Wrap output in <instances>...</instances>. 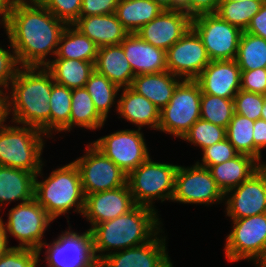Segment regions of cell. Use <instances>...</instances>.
<instances>
[{"instance_id":"d6a6232c","label":"cell","mask_w":266,"mask_h":267,"mask_svg":"<svg viewBox=\"0 0 266 267\" xmlns=\"http://www.w3.org/2000/svg\"><path fill=\"white\" fill-rule=\"evenodd\" d=\"M235 61L241 71L266 69V40L243 31Z\"/></svg>"},{"instance_id":"f5cc1de1","label":"cell","mask_w":266,"mask_h":267,"mask_svg":"<svg viewBox=\"0 0 266 267\" xmlns=\"http://www.w3.org/2000/svg\"><path fill=\"white\" fill-rule=\"evenodd\" d=\"M2 216L0 217V258L8 251L10 248L8 246V238L9 236L5 232L4 222L2 220Z\"/></svg>"},{"instance_id":"8992f818","label":"cell","mask_w":266,"mask_h":267,"mask_svg":"<svg viewBox=\"0 0 266 267\" xmlns=\"http://www.w3.org/2000/svg\"><path fill=\"white\" fill-rule=\"evenodd\" d=\"M179 165L145 160L127 176V184L136 205L154 210L155 200L172 201L175 175Z\"/></svg>"},{"instance_id":"816d5d0a","label":"cell","mask_w":266,"mask_h":267,"mask_svg":"<svg viewBox=\"0 0 266 267\" xmlns=\"http://www.w3.org/2000/svg\"><path fill=\"white\" fill-rule=\"evenodd\" d=\"M8 117L7 93L0 92V129L4 126Z\"/></svg>"},{"instance_id":"e575fe53","label":"cell","mask_w":266,"mask_h":267,"mask_svg":"<svg viewBox=\"0 0 266 267\" xmlns=\"http://www.w3.org/2000/svg\"><path fill=\"white\" fill-rule=\"evenodd\" d=\"M265 0L220 2L216 14L226 22L245 31Z\"/></svg>"},{"instance_id":"f1b7e54d","label":"cell","mask_w":266,"mask_h":267,"mask_svg":"<svg viewBox=\"0 0 266 267\" xmlns=\"http://www.w3.org/2000/svg\"><path fill=\"white\" fill-rule=\"evenodd\" d=\"M99 47L73 25L64 29L54 59H73L95 63Z\"/></svg>"},{"instance_id":"7bdbcfd3","label":"cell","mask_w":266,"mask_h":267,"mask_svg":"<svg viewBox=\"0 0 266 267\" xmlns=\"http://www.w3.org/2000/svg\"><path fill=\"white\" fill-rule=\"evenodd\" d=\"M12 52V53H11ZM19 64L16 59L15 51L4 49L0 47V92L7 93L6 90L10 88L16 72L19 69ZM6 89V90H4Z\"/></svg>"},{"instance_id":"4dcf8cb0","label":"cell","mask_w":266,"mask_h":267,"mask_svg":"<svg viewBox=\"0 0 266 267\" xmlns=\"http://www.w3.org/2000/svg\"><path fill=\"white\" fill-rule=\"evenodd\" d=\"M105 123L106 120L98 113L88 91L85 88L72 89L69 131L76 126L96 130Z\"/></svg>"},{"instance_id":"db71d44e","label":"cell","mask_w":266,"mask_h":267,"mask_svg":"<svg viewBox=\"0 0 266 267\" xmlns=\"http://www.w3.org/2000/svg\"><path fill=\"white\" fill-rule=\"evenodd\" d=\"M163 11H171V0H153Z\"/></svg>"},{"instance_id":"603a6c76","label":"cell","mask_w":266,"mask_h":267,"mask_svg":"<svg viewBox=\"0 0 266 267\" xmlns=\"http://www.w3.org/2000/svg\"><path fill=\"white\" fill-rule=\"evenodd\" d=\"M116 111L121 116L119 118L136 125L138 129L149 126L158 130L160 109L131 87L122 88Z\"/></svg>"},{"instance_id":"30bf717a","label":"cell","mask_w":266,"mask_h":267,"mask_svg":"<svg viewBox=\"0 0 266 267\" xmlns=\"http://www.w3.org/2000/svg\"><path fill=\"white\" fill-rule=\"evenodd\" d=\"M7 216V222L4 223L5 232L20 242L18 246L11 247L39 251L45 243L43 241L44 233L53 222L45 209L33 198L11 208Z\"/></svg>"},{"instance_id":"cb8c5ba5","label":"cell","mask_w":266,"mask_h":267,"mask_svg":"<svg viewBox=\"0 0 266 267\" xmlns=\"http://www.w3.org/2000/svg\"><path fill=\"white\" fill-rule=\"evenodd\" d=\"M94 70L120 89L130 87L135 77L121 44L99 47Z\"/></svg>"},{"instance_id":"f35d334b","label":"cell","mask_w":266,"mask_h":267,"mask_svg":"<svg viewBox=\"0 0 266 267\" xmlns=\"http://www.w3.org/2000/svg\"><path fill=\"white\" fill-rule=\"evenodd\" d=\"M233 100L235 113L253 121L261 119L265 95L239 90Z\"/></svg>"},{"instance_id":"83f0119b","label":"cell","mask_w":266,"mask_h":267,"mask_svg":"<svg viewBox=\"0 0 266 267\" xmlns=\"http://www.w3.org/2000/svg\"><path fill=\"white\" fill-rule=\"evenodd\" d=\"M163 10L153 0H119L115 15L129 33H136Z\"/></svg>"},{"instance_id":"44dd1931","label":"cell","mask_w":266,"mask_h":267,"mask_svg":"<svg viewBox=\"0 0 266 267\" xmlns=\"http://www.w3.org/2000/svg\"><path fill=\"white\" fill-rule=\"evenodd\" d=\"M121 45L135 76L167 71L166 51L154 47L136 33L128 34Z\"/></svg>"},{"instance_id":"681fc988","label":"cell","mask_w":266,"mask_h":267,"mask_svg":"<svg viewBox=\"0 0 266 267\" xmlns=\"http://www.w3.org/2000/svg\"><path fill=\"white\" fill-rule=\"evenodd\" d=\"M186 16L191 21L198 15L192 10L190 0H171V11Z\"/></svg>"},{"instance_id":"6f0895ef","label":"cell","mask_w":266,"mask_h":267,"mask_svg":"<svg viewBox=\"0 0 266 267\" xmlns=\"http://www.w3.org/2000/svg\"><path fill=\"white\" fill-rule=\"evenodd\" d=\"M260 267H266V260L260 265Z\"/></svg>"},{"instance_id":"484cf974","label":"cell","mask_w":266,"mask_h":267,"mask_svg":"<svg viewBox=\"0 0 266 267\" xmlns=\"http://www.w3.org/2000/svg\"><path fill=\"white\" fill-rule=\"evenodd\" d=\"M262 165L252 156L238 154L231 160L208 167L211 176L226 194L254 174Z\"/></svg>"},{"instance_id":"6da1fadb","label":"cell","mask_w":266,"mask_h":267,"mask_svg":"<svg viewBox=\"0 0 266 267\" xmlns=\"http://www.w3.org/2000/svg\"><path fill=\"white\" fill-rule=\"evenodd\" d=\"M66 26L37 0H16L3 28L19 66L46 67Z\"/></svg>"},{"instance_id":"d4e9b609","label":"cell","mask_w":266,"mask_h":267,"mask_svg":"<svg viewBox=\"0 0 266 267\" xmlns=\"http://www.w3.org/2000/svg\"><path fill=\"white\" fill-rule=\"evenodd\" d=\"M182 80L168 71L141 74L134 77L130 87L161 110L169 103L177 85Z\"/></svg>"},{"instance_id":"ab89813d","label":"cell","mask_w":266,"mask_h":267,"mask_svg":"<svg viewBox=\"0 0 266 267\" xmlns=\"http://www.w3.org/2000/svg\"><path fill=\"white\" fill-rule=\"evenodd\" d=\"M46 7L56 18L67 25H72L81 12L82 0H37Z\"/></svg>"},{"instance_id":"e0dca14e","label":"cell","mask_w":266,"mask_h":267,"mask_svg":"<svg viewBox=\"0 0 266 267\" xmlns=\"http://www.w3.org/2000/svg\"><path fill=\"white\" fill-rule=\"evenodd\" d=\"M162 231L143 245L107 255L98 263V267H173L166 251V237L160 235Z\"/></svg>"},{"instance_id":"ba28073f","label":"cell","mask_w":266,"mask_h":267,"mask_svg":"<svg viewBox=\"0 0 266 267\" xmlns=\"http://www.w3.org/2000/svg\"><path fill=\"white\" fill-rule=\"evenodd\" d=\"M202 91L196 80H182L169 103L160 110L158 131L182 139L200 119Z\"/></svg>"},{"instance_id":"11a10c76","label":"cell","mask_w":266,"mask_h":267,"mask_svg":"<svg viewBox=\"0 0 266 267\" xmlns=\"http://www.w3.org/2000/svg\"><path fill=\"white\" fill-rule=\"evenodd\" d=\"M261 111H262L261 119L266 120V95H265V102H264V105H263V109Z\"/></svg>"},{"instance_id":"836d02e7","label":"cell","mask_w":266,"mask_h":267,"mask_svg":"<svg viewBox=\"0 0 266 267\" xmlns=\"http://www.w3.org/2000/svg\"><path fill=\"white\" fill-rule=\"evenodd\" d=\"M72 90L54 83L52 85L50 105V137L57 132H69Z\"/></svg>"},{"instance_id":"f6af8a7d","label":"cell","mask_w":266,"mask_h":267,"mask_svg":"<svg viewBox=\"0 0 266 267\" xmlns=\"http://www.w3.org/2000/svg\"><path fill=\"white\" fill-rule=\"evenodd\" d=\"M119 0H82L79 17L115 13Z\"/></svg>"},{"instance_id":"52a82bcc","label":"cell","mask_w":266,"mask_h":267,"mask_svg":"<svg viewBox=\"0 0 266 267\" xmlns=\"http://www.w3.org/2000/svg\"><path fill=\"white\" fill-rule=\"evenodd\" d=\"M232 230L226 236L225 258L228 262L246 259L260 267L266 260V213L231 220Z\"/></svg>"},{"instance_id":"7402d4cb","label":"cell","mask_w":266,"mask_h":267,"mask_svg":"<svg viewBox=\"0 0 266 267\" xmlns=\"http://www.w3.org/2000/svg\"><path fill=\"white\" fill-rule=\"evenodd\" d=\"M72 25L98 47L121 44L129 34L115 13L79 17Z\"/></svg>"},{"instance_id":"7a4b0ae2","label":"cell","mask_w":266,"mask_h":267,"mask_svg":"<svg viewBox=\"0 0 266 267\" xmlns=\"http://www.w3.org/2000/svg\"><path fill=\"white\" fill-rule=\"evenodd\" d=\"M54 79L46 67H22L16 72L7 92L8 115L12 123L42 131L50 138V105Z\"/></svg>"},{"instance_id":"d6986e66","label":"cell","mask_w":266,"mask_h":267,"mask_svg":"<svg viewBox=\"0 0 266 267\" xmlns=\"http://www.w3.org/2000/svg\"><path fill=\"white\" fill-rule=\"evenodd\" d=\"M203 94L234 99L241 89V70L233 60H214L195 79Z\"/></svg>"},{"instance_id":"9c48e42d","label":"cell","mask_w":266,"mask_h":267,"mask_svg":"<svg viewBox=\"0 0 266 267\" xmlns=\"http://www.w3.org/2000/svg\"><path fill=\"white\" fill-rule=\"evenodd\" d=\"M86 147V153L74 160L80 172L85 196L127 185L128 174L92 143H89Z\"/></svg>"},{"instance_id":"f546056e","label":"cell","mask_w":266,"mask_h":267,"mask_svg":"<svg viewBox=\"0 0 266 267\" xmlns=\"http://www.w3.org/2000/svg\"><path fill=\"white\" fill-rule=\"evenodd\" d=\"M46 68L51 72L55 83L72 90L85 87L90 74L94 71V63L73 59H53Z\"/></svg>"},{"instance_id":"4fadbf2b","label":"cell","mask_w":266,"mask_h":267,"mask_svg":"<svg viewBox=\"0 0 266 267\" xmlns=\"http://www.w3.org/2000/svg\"><path fill=\"white\" fill-rule=\"evenodd\" d=\"M69 229L62 231L57 239L41 246L39 253L45 249L47 267H98L93 253L91 234L89 229L83 233H77Z\"/></svg>"},{"instance_id":"8d00e7d4","label":"cell","mask_w":266,"mask_h":267,"mask_svg":"<svg viewBox=\"0 0 266 267\" xmlns=\"http://www.w3.org/2000/svg\"><path fill=\"white\" fill-rule=\"evenodd\" d=\"M234 100L211 94H203L200 103V118L215 125L227 128L234 116Z\"/></svg>"},{"instance_id":"7dc6e473","label":"cell","mask_w":266,"mask_h":267,"mask_svg":"<svg viewBox=\"0 0 266 267\" xmlns=\"http://www.w3.org/2000/svg\"><path fill=\"white\" fill-rule=\"evenodd\" d=\"M245 32L257 35L266 40V0L260 7L259 12L252 18Z\"/></svg>"},{"instance_id":"5bb4252c","label":"cell","mask_w":266,"mask_h":267,"mask_svg":"<svg viewBox=\"0 0 266 267\" xmlns=\"http://www.w3.org/2000/svg\"><path fill=\"white\" fill-rule=\"evenodd\" d=\"M91 143L126 174L150 157L141 129L119 130Z\"/></svg>"},{"instance_id":"60d3db41","label":"cell","mask_w":266,"mask_h":267,"mask_svg":"<svg viewBox=\"0 0 266 267\" xmlns=\"http://www.w3.org/2000/svg\"><path fill=\"white\" fill-rule=\"evenodd\" d=\"M40 255L34 249L10 247L0 258V267H38Z\"/></svg>"},{"instance_id":"4316f807","label":"cell","mask_w":266,"mask_h":267,"mask_svg":"<svg viewBox=\"0 0 266 267\" xmlns=\"http://www.w3.org/2000/svg\"><path fill=\"white\" fill-rule=\"evenodd\" d=\"M34 182V173L0 165V208L12 201L21 204L32 200Z\"/></svg>"},{"instance_id":"ee69618b","label":"cell","mask_w":266,"mask_h":267,"mask_svg":"<svg viewBox=\"0 0 266 267\" xmlns=\"http://www.w3.org/2000/svg\"><path fill=\"white\" fill-rule=\"evenodd\" d=\"M240 90L266 95V69L241 71Z\"/></svg>"},{"instance_id":"277c9868","label":"cell","mask_w":266,"mask_h":267,"mask_svg":"<svg viewBox=\"0 0 266 267\" xmlns=\"http://www.w3.org/2000/svg\"><path fill=\"white\" fill-rule=\"evenodd\" d=\"M43 167L35 175L34 199L45 209L47 214L55 220L60 215L74 212L83 214L85 195L82 189L81 176L74 161L52 170L50 175L39 181L43 174Z\"/></svg>"},{"instance_id":"ffe728a7","label":"cell","mask_w":266,"mask_h":267,"mask_svg":"<svg viewBox=\"0 0 266 267\" xmlns=\"http://www.w3.org/2000/svg\"><path fill=\"white\" fill-rule=\"evenodd\" d=\"M191 27V20L186 16L162 11L152 21L142 26L136 34L154 47L167 51Z\"/></svg>"},{"instance_id":"c3c4849f","label":"cell","mask_w":266,"mask_h":267,"mask_svg":"<svg viewBox=\"0 0 266 267\" xmlns=\"http://www.w3.org/2000/svg\"><path fill=\"white\" fill-rule=\"evenodd\" d=\"M221 0H190L192 10L199 16L216 13Z\"/></svg>"},{"instance_id":"74e56055","label":"cell","mask_w":266,"mask_h":267,"mask_svg":"<svg viewBox=\"0 0 266 267\" xmlns=\"http://www.w3.org/2000/svg\"><path fill=\"white\" fill-rule=\"evenodd\" d=\"M226 138V128L198 119L184 135L182 140L190 142L194 146L204 148L221 142Z\"/></svg>"},{"instance_id":"b9f144b4","label":"cell","mask_w":266,"mask_h":267,"mask_svg":"<svg viewBox=\"0 0 266 267\" xmlns=\"http://www.w3.org/2000/svg\"><path fill=\"white\" fill-rule=\"evenodd\" d=\"M202 152V162L198 160L196 163L206 168L231 160L239 154L227 138L204 148Z\"/></svg>"},{"instance_id":"7c38bea8","label":"cell","mask_w":266,"mask_h":267,"mask_svg":"<svg viewBox=\"0 0 266 267\" xmlns=\"http://www.w3.org/2000/svg\"><path fill=\"white\" fill-rule=\"evenodd\" d=\"M225 200L208 168L194 163L190 167L178 166L175 175L172 202L212 205Z\"/></svg>"},{"instance_id":"d590c367","label":"cell","mask_w":266,"mask_h":267,"mask_svg":"<svg viewBox=\"0 0 266 267\" xmlns=\"http://www.w3.org/2000/svg\"><path fill=\"white\" fill-rule=\"evenodd\" d=\"M254 121L234 113L226 128V138L239 154L254 158Z\"/></svg>"},{"instance_id":"ac0fdd59","label":"cell","mask_w":266,"mask_h":267,"mask_svg":"<svg viewBox=\"0 0 266 267\" xmlns=\"http://www.w3.org/2000/svg\"><path fill=\"white\" fill-rule=\"evenodd\" d=\"M136 206L129 186L97 192L85 196L82 216L91 226L112 220L126 214Z\"/></svg>"},{"instance_id":"9f6ffc18","label":"cell","mask_w":266,"mask_h":267,"mask_svg":"<svg viewBox=\"0 0 266 267\" xmlns=\"http://www.w3.org/2000/svg\"><path fill=\"white\" fill-rule=\"evenodd\" d=\"M239 1H244V0H221L220 2H239Z\"/></svg>"},{"instance_id":"9a60e30c","label":"cell","mask_w":266,"mask_h":267,"mask_svg":"<svg viewBox=\"0 0 266 267\" xmlns=\"http://www.w3.org/2000/svg\"><path fill=\"white\" fill-rule=\"evenodd\" d=\"M210 61L201 38L192 27L166 51L167 71L183 80H195Z\"/></svg>"},{"instance_id":"5b68a950","label":"cell","mask_w":266,"mask_h":267,"mask_svg":"<svg viewBox=\"0 0 266 267\" xmlns=\"http://www.w3.org/2000/svg\"><path fill=\"white\" fill-rule=\"evenodd\" d=\"M16 125L5 124L0 129V165L36 175L44 165L41 155L46 135L37 128Z\"/></svg>"},{"instance_id":"2e32d148","label":"cell","mask_w":266,"mask_h":267,"mask_svg":"<svg viewBox=\"0 0 266 267\" xmlns=\"http://www.w3.org/2000/svg\"><path fill=\"white\" fill-rule=\"evenodd\" d=\"M224 201L226 216L231 220L266 213V168L262 165L246 181L229 190Z\"/></svg>"},{"instance_id":"3957f363","label":"cell","mask_w":266,"mask_h":267,"mask_svg":"<svg viewBox=\"0 0 266 267\" xmlns=\"http://www.w3.org/2000/svg\"><path fill=\"white\" fill-rule=\"evenodd\" d=\"M157 214V210L136 205L126 214L90 227L96 262L99 263L113 250L116 252L151 241L162 230L161 218Z\"/></svg>"},{"instance_id":"bcb514c9","label":"cell","mask_w":266,"mask_h":267,"mask_svg":"<svg viewBox=\"0 0 266 267\" xmlns=\"http://www.w3.org/2000/svg\"><path fill=\"white\" fill-rule=\"evenodd\" d=\"M253 139H254V158L261 164L265 162L261 160L262 149L266 148V120L257 119L254 121L253 127Z\"/></svg>"},{"instance_id":"1f68e13d","label":"cell","mask_w":266,"mask_h":267,"mask_svg":"<svg viewBox=\"0 0 266 267\" xmlns=\"http://www.w3.org/2000/svg\"><path fill=\"white\" fill-rule=\"evenodd\" d=\"M84 88L90 94L98 113L106 120L112 106L118 105L115 98L121 89L95 70L90 74Z\"/></svg>"},{"instance_id":"f907efd6","label":"cell","mask_w":266,"mask_h":267,"mask_svg":"<svg viewBox=\"0 0 266 267\" xmlns=\"http://www.w3.org/2000/svg\"><path fill=\"white\" fill-rule=\"evenodd\" d=\"M16 0H0V25L3 26L8 21L13 5Z\"/></svg>"},{"instance_id":"8fae6325","label":"cell","mask_w":266,"mask_h":267,"mask_svg":"<svg viewBox=\"0 0 266 267\" xmlns=\"http://www.w3.org/2000/svg\"><path fill=\"white\" fill-rule=\"evenodd\" d=\"M191 27L201 38L211 61L236 58L242 30L216 13L202 14L191 21Z\"/></svg>"}]
</instances>
